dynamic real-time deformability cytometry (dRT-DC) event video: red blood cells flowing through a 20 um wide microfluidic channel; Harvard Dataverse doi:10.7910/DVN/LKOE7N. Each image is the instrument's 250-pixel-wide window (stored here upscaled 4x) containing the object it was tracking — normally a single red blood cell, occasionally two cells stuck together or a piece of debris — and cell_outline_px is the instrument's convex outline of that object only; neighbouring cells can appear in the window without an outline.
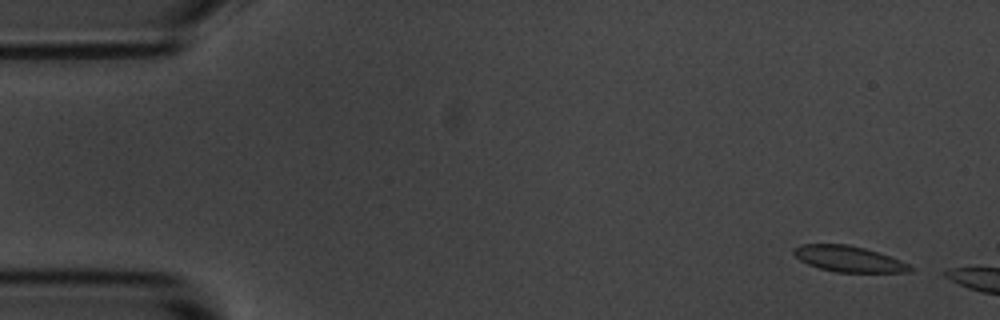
{"species": "common noctule bat (a hibernating species)", "species_latin": "Nyctalus noctula", "temperature_condition": "room temperature", "stored_images_in_passage": 2, "camera_frame_rate_fps": 3000, "um_per_image_px": 0.085, "animal": {"sex": "male", "body_mass_g": 20.1, "forearm_length_mm": 53.5}, "frame": {"image": 1, "passage_image": 1, "time_ms": 0.0, "image_size_px": [1000, 320], "cell_outline_px": [[916, 268], [912, 272], [836, 272], [820, 268], [808, 264], [800, 260], [792, 252], [792, 248], [800, 244], [848, 244], [864, 248], [900, 260]], "centroid_in_image_um": [72.13, 22.0], "position_along_channel_um": 12.9, "area_um2": 17.51}}